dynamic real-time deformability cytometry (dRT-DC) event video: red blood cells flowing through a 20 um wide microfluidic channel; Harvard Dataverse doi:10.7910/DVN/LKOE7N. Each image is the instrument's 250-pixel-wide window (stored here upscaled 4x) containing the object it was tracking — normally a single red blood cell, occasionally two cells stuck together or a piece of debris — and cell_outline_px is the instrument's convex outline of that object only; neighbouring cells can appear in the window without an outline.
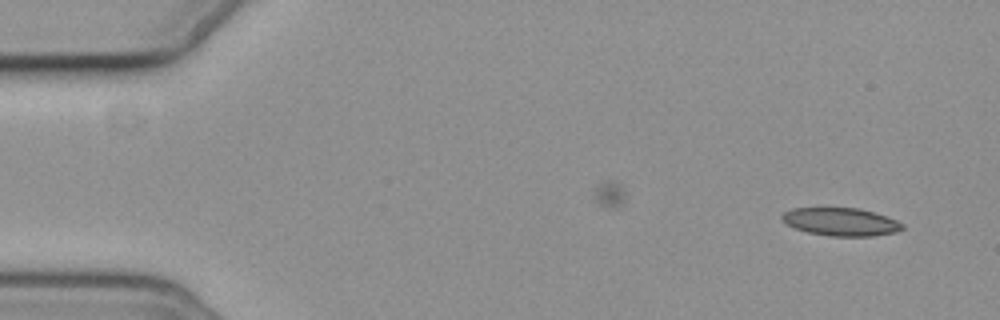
{"species": "common noctule bat (a hibernating species)", "species_latin": "Nyctalus noctula", "temperature_condition": "cold", "stored_images_in_passage": 5, "camera_frame_rate_fps": 3000, "um_per_image_px": 0.085, "animal": {"sex": "female", "body_mass_g": 19.3, "forearm_length_mm": 54.1}, "frame": {"image": 1, "passage_image": 5, "time_ms": 6.0, "image_size_px": [1000, 320], "cell_outline_px": [[904, 228], [896, 232], [872, 236], [828, 236], [808, 232], [796, 228], [788, 224], [780, 216], [784, 212], [792, 208], [860, 208], [896, 220], [904, 224]], "centroid_in_image_um": [71.48, 18.85], "position_along_channel_um": 13.5, "area_um2": 19.42}}